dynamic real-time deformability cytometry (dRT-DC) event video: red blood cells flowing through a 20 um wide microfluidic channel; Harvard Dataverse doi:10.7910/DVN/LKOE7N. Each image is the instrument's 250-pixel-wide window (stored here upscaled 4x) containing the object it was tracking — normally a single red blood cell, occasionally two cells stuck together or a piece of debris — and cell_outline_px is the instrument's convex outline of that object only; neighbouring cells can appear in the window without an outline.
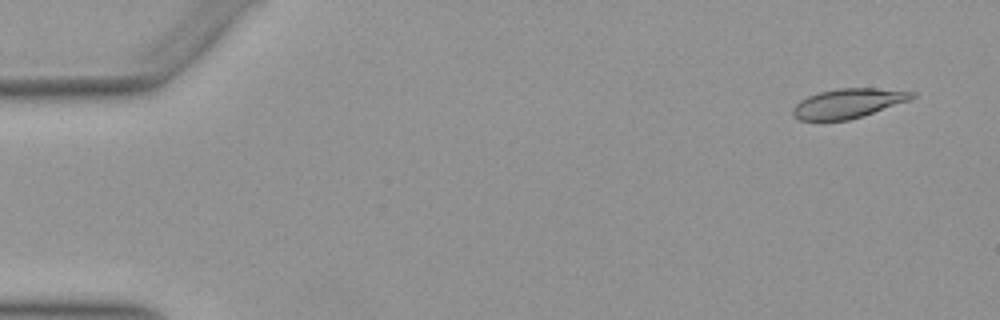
{"species": "Egyptian fruit bat (a non-hibernating species)", "species_latin": "Rousettus aegyptiacus", "temperature_condition": "warm", "stored_images_in_passage": 52, "camera_frame_rate_fps": 3000, "um_per_image_px": 0.085, "animal": {"sex": "female"}, "frame": {"image": 1, "passage_image": 3, "time_ms": 0.667, "image_size_px": [1000, 320], "cell_outline_px": [[916, 96], [908, 100], [864, 116], [848, 120], [800, 120], [792, 116], [792, 108], [800, 100], [808, 96], [820, 92], [836, 88], [876, 88], [916, 92]], "centroid_in_image_um": [72.06, 8.78], "position_along_channel_um": 12.9, "area_um2": 20.4}}
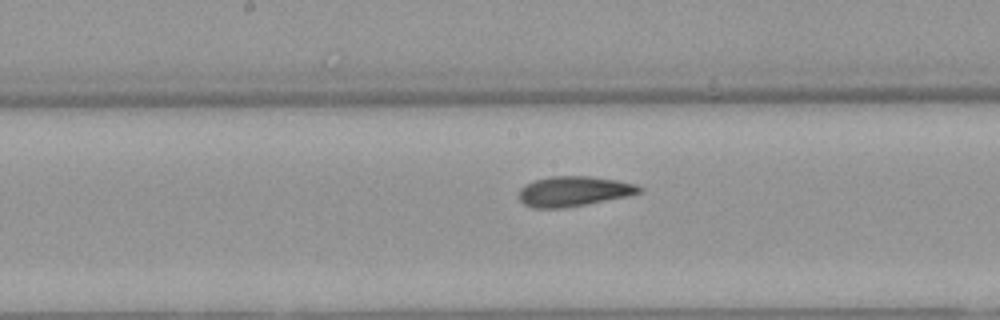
{"frame": {"image": 2, "passage_image": 27, "time_ms": 8.667, "image_size_px": [1000, 320], "cell_outline_px": [[644, 188], [640, 192], [628, 196], [588, 204], [564, 208], [532, 208], [524, 204], [520, 200], [520, 188], [532, 180], [552, 176], [588, 176], [616, 180], [636, 184]], "centroid_in_image_um": [48.76, 16.26], "position_along_channel_um": 199.4, "area_um2": 21.15}}
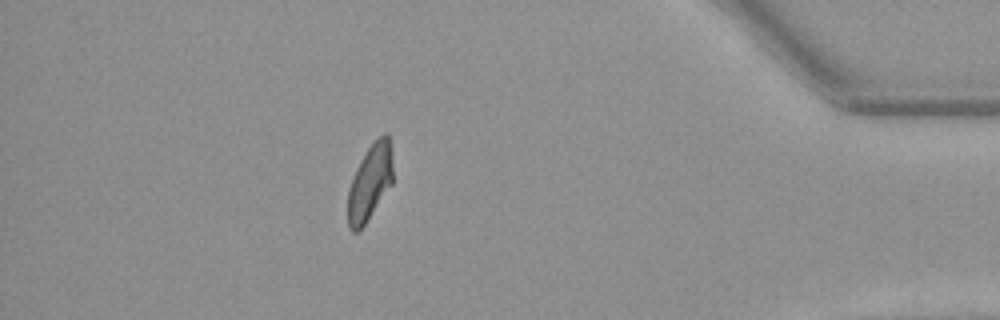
{"frame": {"image": 3, "passage_image": 46, "time_ms": 15.0, "image_size_px": [1000, 320], "cell_outline_px": [[392, 184], [364, 224], [356, 232], [352, 232], [348, 228], [348, 188], [352, 176], [360, 160], [368, 148], [384, 132], [388, 132], [392, 148]], "centroid_in_image_um": [31.44, 15.46], "position_along_channel_um": 403.8, "area_um2": 19.88}, "authors_computed_cell_mechanics": {"area_um2": 20.8947, "velocity_mm_per_s": 3.9322, "shape_relaxation_time_tau1_ms": 4.7185, "shape_relaxation_time_tau2_ms": 1.6046, "deformation_change_tau1": 0.1679, "deformation_change_tau2": 0.0885}}